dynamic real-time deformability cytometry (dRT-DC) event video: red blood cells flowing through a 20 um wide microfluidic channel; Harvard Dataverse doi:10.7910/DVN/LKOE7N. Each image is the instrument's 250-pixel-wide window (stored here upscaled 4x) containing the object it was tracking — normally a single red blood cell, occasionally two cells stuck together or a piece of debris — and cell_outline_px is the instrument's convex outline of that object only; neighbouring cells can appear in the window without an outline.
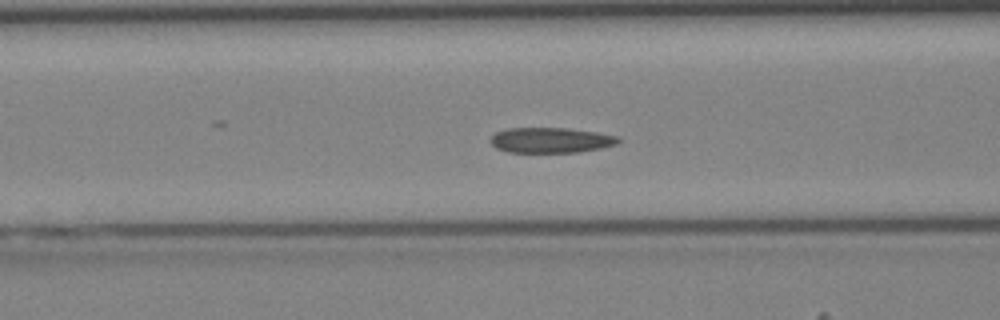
{"species": "Egyptian fruit bat (a non-hibernating species)", "species_latin": "Rousettus aegyptiacus", "temperature_condition": "cold", "stored_images_in_passage": 32, "segment_of_instrument_passage": [1, 2], "camera_frame_rate_fps": 3000, "um_per_image_px": 0.085, "animal": {"sex": "female"}, "frame": {"image": 1, "passage_image": 5, "time_ms": 1.333, "image_size_px": [1000, 320], "cell_outline_px": [[620, 140], [616, 144], [600, 148], [576, 152], [508, 152], [496, 148], [488, 140], [496, 132], [504, 128], [568, 128], [596, 132], [620, 136]], "centroid_in_image_um": [46.79, 11.9], "position_along_channel_um": 119.8, "area_um2": 18.9}}
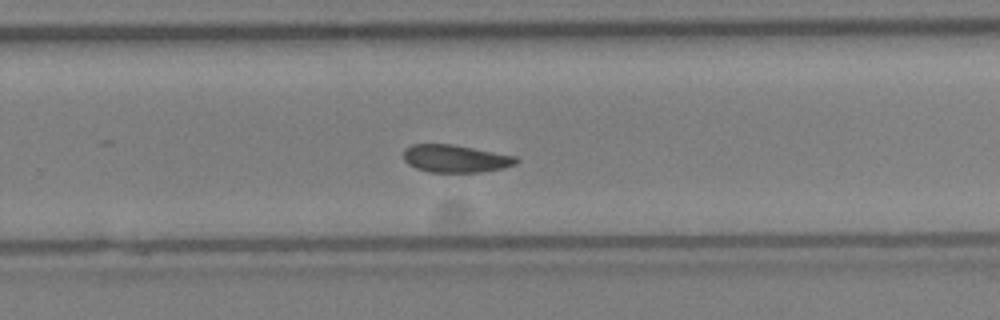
{"frame": {"image": 2, "passage_image": 16, "time_ms": 5.0, "image_size_px": [1000, 320], "cell_outline_px": [[520, 160], [516, 164], [504, 168], [480, 172], [428, 172], [416, 168], [408, 164], [404, 160], [404, 148], [412, 144], [452, 144], [516, 156]], "centroid_in_image_um": [38.71, 13.48], "position_along_channel_um": 291.1, "area_um2": 18.21}}
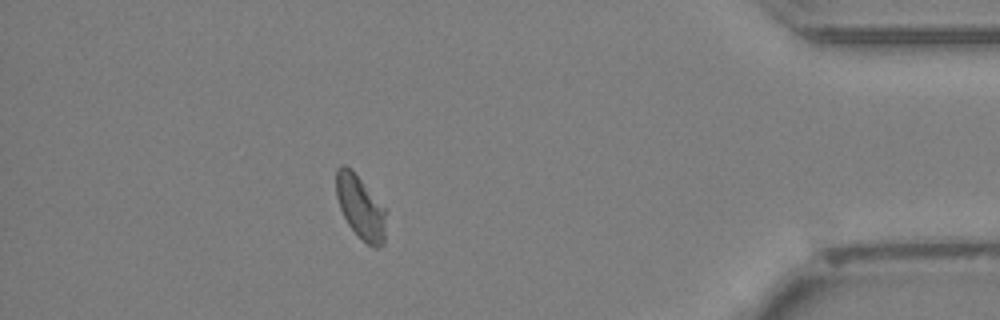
{"frame": {"image": 3, "passage_image": 26, "time_ms": 8.333, "image_size_px": [1000, 320], "cell_outline_px": [[384, 244], [376, 248], [372, 248], [348, 224], [340, 208], [336, 196], [336, 168], [340, 164], [344, 164], [352, 168], [384, 208]], "centroid_in_image_um": [30.59, 17.56], "position_along_channel_um": 404.6, "area_um2": 18.03}}